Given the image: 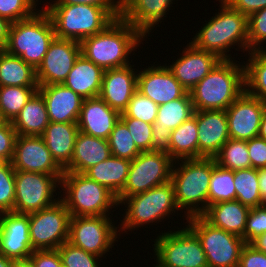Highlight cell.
I'll use <instances>...</instances> for the list:
<instances>
[{
  "mask_svg": "<svg viewBox=\"0 0 266 267\" xmlns=\"http://www.w3.org/2000/svg\"><path fill=\"white\" fill-rule=\"evenodd\" d=\"M170 157L172 160L198 158V127L196 110L194 115L172 131L170 140Z\"/></svg>",
  "mask_w": 266,
  "mask_h": 267,
  "instance_id": "1f68e13d",
  "label": "cell"
},
{
  "mask_svg": "<svg viewBox=\"0 0 266 267\" xmlns=\"http://www.w3.org/2000/svg\"><path fill=\"white\" fill-rule=\"evenodd\" d=\"M111 150V156L132 161L141 151L135 145L126 124L119 119L107 139Z\"/></svg>",
  "mask_w": 266,
  "mask_h": 267,
  "instance_id": "ab89813d",
  "label": "cell"
},
{
  "mask_svg": "<svg viewBox=\"0 0 266 267\" xmlns=\"http://www.w3.org/2000/svg\"><path fill=\"white\" fill-rule=\"evenodd\" d=\"M38 86H0V113L5 121L12 122Z\"/></svg>",
  "mask_w": 266,
  "mask_h": 267,
  "instance_id": "8d00e7d4",
  "label": "cell"
},
{
  "mask_svg": "<svg viewBox=\"0 0 266 267\" xmlns=\"http://www.w3.org/2000/svg\"><path fill=\"white\" fill-rule=\"evenodd\" d=\"M130 165V160L111 156L91 166L83 174L89 179L105 186L117 197L125 187Z\"/></svg>",
  "mask_w": 266,
  "mask_h": 267,
  "instance_id": "f546056e",
  "label": "cell"
},
{
  "mask_svg": "<svg viewBox=\"0 0 266 267\" xmlns=\"http://www.w3.org/2000/svg\"><path fill=\"white\" fill-rule=\"evenodd\" d=\"M259 188L261 197L266 204V168L259 169Z\"/></svg>",
  "mask_w": 266,
  "mask_h": 267,
  "instance_id": "6f0895ef",
  "label": "cell"
},
{
  "mask_svg": "<svg viewBox=\"0 0 266 267\" xmlns=\"http://www.w3.org/2000/svg\"><path fill=\"white\" fill-rule=\"evenodd\" d=\"M11 22L6 18L0 17V40L6 45L9 37Z\"/></svg>",
  "mask_w": 266,
  "mask_h": 267,
  "instance_id": "9f6ffc18",
  "label": "cell"
},
{
  "mask_svg": "<svg viewBox=\"0 0 266 267\" xmlns=\"http://www.w3.org/2000/svg\"><path fill=\"white\" fill-rule=\"evenodd\" d=\"M266 103L244 91L225 111L229 137L251 140L258 137Z\"/></svg>",
  "mask_w": 266,
  "mask_h": 267,
  "instance_id": "e0dca14e",
  "label": "cell"
},
{
  "mask_svg": "<svg viewBox=\"0 0 266 267\" xmlns=\"http://www.w3.org/2000/svg\"><path fill=\"white\" fill-rule=\"evenodd\" d=\"M116 199L118 206L126 204L125 209L127 207L124 219L120 220L119 234L120 231L121 233L132 232V229L141 228L143 225L145 227L146 224L159 223L165 217H172L170 215L180 211L176 205L174 186L171 181L131 197Z\"/></svg>",
  "mask_w": 266,
  "mask_h": 267,
  "instance_id": "52a82bcc",
  "label": "cell"
},
{
  "mask_svg": "<svg viewBox=\"0 0 266 267\" xmlns=\"http://www.w3.org/2000/svg\"><path fill=\"white\" fill-rule=\"evenodd\" d=\"M57 38L81 42L103 31L115 18L103 7L86 4L45 5Z\"/></svg>",
  "mask_w": 266,
  "mask_h": 267,
  "instance_id": "ba28073f",
  "label": "cell"
},
{
  "mask_svg": "<svg viewBox=\"0 0 266 267\" xmlns=\"http://www.w3.org/2000/svg\"><path fill=\"white\" fill-rule=\"evenodd\" d=\"M216 163L225 169L241 170L251 168L247 141L230 138L214 157Z\"/></svg>",
  "mask_w": 266,
  "mask_h": 267,
  "instance_id": "f35d334b",
  "label": "cell"
},
{
  "mask_svg": "<svg viewBox=\"0 0 266 267\" xmlns=\"http://www.w3.org/2000/svg\"><path fill=\"white\" fill-rule=\"evenodd\" d=\"M17 136L12 122L4 121L0 124V158L4 162L12 161Z\"/></svg>",
  "mask_w": 266,
  "mask_h": 267,
  "instance_id": "c3c4849f",
  "label": "cell"
},
{
  "mask_svg": "<svg viewBox=\"0 0 266 267\" xmlns=\"http://www.w3.org/2000/svg\"><path fill=\"white\" fill-rule=\"evenodd\" d=\"M12 166L15 171L40 172L47 175H63L42 136L18 135L15 141Z\"/></svg>",
  "mask_w": 266,
  "mask_h": 267,
  "instance_id": "2e32d148",
  "label": "cell"
},
{
  "mask_svg": "<svg viewBox=\"0 0 266 267\" xmlns=\"http://www.w3.org/2000/svg\"><path fill=\"white\" fill-rule=\"evenodd\" d=\"M247 25L249 52L263 49L266 43V8L250 14L247 17Z\"/></svg>",
  "mask_w": 266,
  "mask_h": 267,
  "instance_id": "f6af8a7d",
  "label": "cell"
},
{
  "mask_svg": "<svg viewBox=\"0 0 266 267\" xmlns=\"http://www.w3.org/2000/svg\"><path fill=\"white\" fill-rule=\"evenodd\" d=\"M70 213L60 199L42 210L29 214L32 249L54 250L69 238Z\"/></svg>",
  "mask_w": 266,
  "mask_h": 267,
  "instance_id": "4fadbf2b",
  "label": "cell"
},
{
  "mask_svg": "<svg viewBox=\"0 0 266 267\" xmlns=\"http://www.w3.org/2000/svg\"><path fill=\"white\" fill-rule=\"evenodd\" d=\"M142 41L145 37L120 17L103 31L83 39L80 42L81 54L104 71L121 68L130 65L129 55H134Z\"/></svg>",
  "mask_w": 266,
  "mask_h": 267,
  "instance_id": "6da1fadb",
  "label": "cell"
},
{
  "mask_svg": "<svg viewBox=\"0 0 266 267\" xmlns=\"http://www.w3.org/2000/svg\"><path fill=\"white\" fill-rule=\"evenodd\" d=\"M250 208L239 201H223L208 206L202 216L213 226L244 239L246 219Z\"/></svg>",
  "mask_w": 266,
  "mask_h": 267,
  "instance_id": "f1b7e54d",
  "label": "cell"
},
{
  "mask_svg": "<svg viewBox=\"0 0 266 267\" xmlns=\"http://www.w3.org/2000/svg\"><path fill=\"white\" fill-rule=\"evenodd\" d=\"M62 176L47 175L40 172L15 171L13 212L30 214L56 203L61 197L58 194L56 198L57 193L55 191L61 188Z\"/></svg>",
  "mask_w": 266,
  "mask_h": 267,
  "instance_id": "8fae6325",
  "label": "cell"
},
{
  "mask_svg": "<svg viewBox=\"0 0 266 267\" xmlns=\"http://www.w3.org/2000/svg\"><path fill=\"white\" fill-rule=\"evenodd\" d=\"M172 131L152 124V151L163 152L170 155V140Z\"/></svg>",
  "mask_w": 266,
  "mask_h": 267,
  "instance_id": "db71d44e",
  "label": "cell"
},
{
  "mask_svg": "<svg viewBox=\"0 0 266 267\" xmlns=\"http://www.w3.org/2000/svg\"><path fill=\"white\" fill-rule=\"evenodd\" d=\"M80 54V42L55 37L36 69L37 84H62Z\"/></svg>",
  "mask_w": 266,
  "mask_h": 267,
  "instance_id": "9a60e30c",
  "label": "cell"
},
{
  "mask_svg": "<svg viewBox=\"0 0 266 267\" xmlns=\"http://www.w3.org/2000/svg\"><path fill=\"white\" fill-rule=\"evenodd\" d=\"M250 244L253 245L257 250L266 253V233L258 236Z\"/></svg>",
  "mask_w": 266,
  "mask_h": 267,
  "instance_id": "680465c9",
  "label": "cell"
},
{
  "mask_svg": "<svg viewBox=\"0 0 266 267\" xmlns=\"http://www.w3.org/2000/svg\"><path fill=\"white\" fill-rule=\"evenodd\" d=\"M38 6L32 0H0V17L11 23L28 19L37 11Z\"/></svg>",
  "mask_w": 266,
  "mask_h": 267,
  "instance_id": "ee69618b",
  "label": "cell"
},
{
  "mask_svg": "<svg viewBox=\"0 0 266 267\" xmlns=\"http://www.w3.org/2000/svg\"><path fill=\"white\" fill-rule=\"evenodd\" d=\"M263 233H266V204L250 208L246 219L244 241L251 243Z\"/></svg>",
  "mask_w": 266,
  "mask_h": 267,
  "instance_id": "7dc6e473",
  "label": "cell"
},
{
  "mask_svg": "<svg viewBox=\"0 0 266 267\" xmlns=\"http://www.w3.org/2000/svg\"><path fill=\"white\" fill-rule=\"evenodd\" d=\"M50 119L44 98L37 91L12 121L17 135L41 136Z\"/></svg>",
  "mask_w": 266,
  "mask_h": 267,
  "instance_id": "4dcf8cb0",
  "label": "cell"
},
{
  "mask_svg": "<svg viewBox=\"0 0 266 267\" xmlns=\"http://www.w3.org/2000/svg\"><path fill=\"white\" fill-rule=\"evenodd\" d=\"M247 148L251 167L254 169L266 168V139L255 137L247 141Z\"/></svg>",
  "mask_w": 266,
  "mask_h": 267,
  "instance_id": "f907efd6",
  "label": "cell"
},
{
  "mask_svg": "<svg viewBox=\"0 0 266 267\" xmlns=\"http://www.w3.org/2000/svg\"><path fill=\"white\" fill-rule=\"evenodd\" d=\"M78 132L77 123L49 122L41 135L51 156L62 169L71 162Z\"/></svg>",
  "mask_w": 266,
  "mask_h": 267,
  "instance_id": "83f0119b",
  "label": "cell"
},
{
  "mask_svg": "<svg viewBox=\"0 0 266 267\" xmlns=\"http://www.w3.org/2000/svg\"><path fill=\"white\" fill-rule=\"evenodd\" d=\"M126 124L137 148L141 152L152 151V124L132 117H120Z\"/></svg>",
  "mask_w": 266,
  "mask_h": 267,
  "instance_id": "bcb514c9",
  "label": "cell"
},
{
  "mask_svg": "<svg viewBox=\"0 0 266 267\" xmlns=\"http://www.w3.org/2000/svg\"><path fill=\"white\" fill-rule=\"evenodd\" d=\"M4 163V161L0 158V166Z\"/></svg>",
  "mask_w": 266,
  "mask_h": 267,
  "instance_id": "a7ac6f4b",
  "label": "cell"
},
{
  "mask_svg": "<svg viewBox=\"0 0 266 267\" xmlns=\"http://www.w3.org/2000/svg\"><path fill=\"white\" fill-rule=\"evenodd\" d=\"M36 5H38L39 0H32ZM42 1V0H41Z\"/></svg>",
  "mask_w": 266,
  "mask_h": 267,
  "instance_id": "03108f58",
  "label": "cell"
},
{
  "mask_svg": "<svg viewBox=\"0 0 266 267\" xmlns=\"http://www.w3.org/2000/svg\"><path fill=\"white\" fill-rule=\"evenodd\" d=\"M174 161L163 152H141L131 161L124 189L116 198H127L170 181Z\"/></svg>",
  "mask_w": 266,
  "mask_h": 267,
  "instance_id": "5bb4252c",
  "label": "cell"
},
{
  "mask_svg": "<svg viewBox=\"0 0 266 267\" xmlns=\"http://www.w3.org/2000/svg\"><path fill=\"white\" fill-rule=\"evenodd\" d=\"M128 65L121 68L105 70L99 97L112 109L122 114L137 91L138 69ZM136 69V71H135Z\"/></svg>",
  "mask_w": 266,
  "mask_h": 267,
  "instance_id": "7402d4cb",
  "label": "cell"
},
{
  "mask_svg": "<svg viewBox=\"0 0 266 267\" xmlns=\"http://www.w3.org/2000/svg\"><path fill=\"white\" fill-rule=\"evenodd\" d=\"M181 55L167 67L188 92L221 60L215 54L200 50L190 42Z\"/></svg>",
  "mask_w": 266,
  "mask_h": 267,
  "instance_id": "ffe728a7",
  "label": "cell"
},
{
  "mask_svg": "<svg viewBox=\"0 0 266 267\" xmlns=\"http://www.w3.org/2000/svg\"><path fill=\"white\" fill-rule=\"evenodd\" d=\"M120 115L99 96L84 99L77 125L80 132L107 140Z\"/></svg>",
  "mask_w": 266,
  "mask_h": 267,
  "instance_id": "d4e9b609",
  "label": "cell"
},
{
  "mask_svg": "<svg viewBox=\"0 0 266 267\" xmlns=\"http://www.w3.org/2000/svg\"><path fill=\"white\" fill-rule=\"evenodd\" d=\"M157 112L158 105L137 90L120 117H132L153 124L157 119Z\"/></svg>",
  "mask_w": 266,
  "mask_h": 267,
  "instance_id": "b9f144b4",
  "label": "cell"
},
{
  "mask_svg": "<svg viewBox=\"0 0 266 267\" xmlns=\"http://www.w3.org/2000/svg\"><path fill=\"white\" fill-rule=\"evenodd\" d=\"M5 120L2 118L1 113H0V124L3 123Z\"/></svg>",
  "mask_w": 266,
  "mask_h": 267,
  "instance_id": "e7e4bbea",
  "label": "cell"
},
{
  "mask_svg": "<svg viewBox=\"0 0 266 267\" xmlns=\"http://www.w3.org/2000/svg\"><path fill=\"white\" fill-rule=\"evenodd\" d=\"M0 86H38L36 70L5 51L0 55Z\"/></svg>",
  "mask_w": 266,
  "mask_h": 267,
  "instance_id": "d6a6232c",
  "label": "cell"
},
{
  "mask_svg": "<svg viewBox=\"0 0 266 267\" xmlns=\"http://www.w3.org/2000/svg\"><path fill=\"white\" fill-rule=\"evenodd\" d=\"M232 9L247 17L262 8H266V0H224Z\"/></svg>",
  "mask_w": 266,
  "mask_h": 267,
  "instance_id": "11a10c76",
  "label": "cell"
},
{
  "mask_svg": "<svg viewBox=\"0 0 266 267\" xmlns=\"http://www.w3.org/2000/svg\"><path fill=\"white\" fill-rule=\"evenodd\" d=\"M236 200L234 171L220 167L212 158V176L208 191V206Z\"/></svg>",
  "mask_w": 266,
  "mask_h": 267,
  "instance_id": "74e56055",
  "label": "cell"
},
{
  "mask_svg": "<svg viewBox=\"0 0 266 267\" xmlns=\"http://www.w3.org/2000/svg\"><path fill=\"white\" fill-rule=\"evenodd\" d=\"M14 267H35V266L29 259H27V260L15 261Z\"/></svg>",
  "mask_w": 266,
  "mask_h": 267,
  "instance_id": "6125c7cd",
  "label": "cell"
},
{
  "mask_svg": "<svg viewBox=\"0 0 266 267\" xmlns=\"http://www.w3.org/2000/svg\"><path fill=\"white\" fill-rule=\"evenodd\" d=\"M244 62L245 91L266 103V53L250 51Z\"/></svg>",
  "mask_w": 266,
  "mask_h": 267,
  "instance_id": "836d02e7",
  "label": "cell"
},
{
  "mask_svg": "<svg viewBox=\"0 0 266 267\" xmlns=\"http://www.w3.org/2000/svg\"><path fill=\"white\" fill-rule=\"evenodd\" d=\"M61 257L63 267H100L99 256L86 252L82 248L72 245L70 242H64L57 248ZM99 260V261H98Z\"/></svg>",
  "mask_w": 266,
  "mask_h": 267,
  "instance_id": "60d3db41",
  "label": "cell"
},
{
  "mask_svg": "<svg viewBox=\"0 0 266 267\" xmlns=\"http://www.w3.org/2000/svg\"><path fill=\"white\" fill-rule=\"evenodd\" d=\"M137 90L151 99L157 105L166 104L172 100L182 98L188 91L174 77L165 65L156 64L138 71Z\"/></svg>",
  "mask_w": 266,
  "mask_h": 267,
  "instance_id": "d6986e66",
  "label": "cell"
},
{
  "mask_svg": "<svg viewBox=\"0 0 266 267\" xmlns=\"http://www.w3.org/2000/svg\"><path fill=\"white\" fill-rule=\"evenodd\" d=\"M103 74L102 68L80 54L62 84L83 99L94 98L100 94Z\"/></svg>",
  "mask_w": 266,
  "mask_h": 267,
  "instance_id": "4316f807",
  "label": "cell"
},
{
  "mask_svg": "<svg viewBox=\"0 0 266 267\" xmlns=\"http://www.w3.org/2000/svg\"><path fill=\"white\" fill-rule=\"evenodd\" d=\"M259 50L266 53V49L265 48L259 49Z\"/></svg>",
  "mask_w": 266,
  "mask_h": 267,
  "instance_id": "003e7915",
  "label": "cell"
},
{
  "mask_svg": "<svg viewBox=\"0 0 266 267\" xmlns=\"http://www.w3.org/2000/svg\"><path fill=\"white\" fill-rule=\"evenodd\" d=\"M173 0H121V18L135 27L146 39L153 27L167 17ZM175 1V0H174ZM148 34V35H147Z\"/></svg>",
  "mask_w": 266,
  "mask_h": 267,
  "instance_id": "cb8c5ba5",
  "label": "cell"
},
{
  "mask_svg": "<svg viewBox=\"0 0 266 267\" xmlns=\"http://www.w3.org/2000/svg\"><path fill=\"white\" fill-rule=\"evenodd\" d=\"M15 260L5 257L3 254H0V267H14Z\"/></svg>",
  "mask_w": 266,
  "mask_h": 267,
  "instance_id": "94428289",
  "label": "cell"
},
{
  "mask_svg": "<svg viewBox=\"0 0 266 267\" xmlns=\"http://www.w3.org/2000/svg\"><path fill=\"white\" fill-rule=\"evenodd\" d=\"M5 52V44L0 40V55Z\"/></svg>",
  "mask_w": 266,
  "mask_h": 267,
  "instance_id": "be15d7a7",
  "label": "cell"
},
{
  "mask_svg": "<svg viewBox=\"0 0 266 267\" xmlns=\"http://www.w3.org/2000/svg\"><path fill=\"white\" fill-rule=\"evenodd\" d=\"M259 137L266 139V107L263 111V115L261 119Z\"/></svg>",
  "mask_w": 266,
  "mask_h": 267,
  "instance_id": "91938a15",
  "label": "cell"
},
{
  "mask_svg": "<svg viewBox=\"0 0 266 267\" xmlns=\"http://www.w3.org/2000/svg\"><path fill=\"white\" fill-rule=\"evenodd\" d=\"M60 189L64 193L60 199L71 216H113L109 211L118 207L112 192L83 173L64 172Z\"/></svg>",
  "mask_w": 266,
  "mask_h": 267,
  "instance_id": "8992f818",
  "label": "cell"
},
{
  "mask_svg": "<svg viewBox=\"0 0 266 267\" xmlns=\"http://www.w3.org/2000/svg\"><path fill=\"white\" fill-rule=\"evenodd\" d=\"M211 176L212 158L184 159L173 163L170 181L174 186L177 207L180 211H187L182 217L202 215L207 210Z\"/></svg>",
  "mask_w": 266,
  "mask_h": 267,
  "instance_id": "277c9868",
  "label": "cell"
},
{
  "mask_svg": "<svg viewBox=\"0 0 266 267\" xmlns=\"http://www.w3.org/2000/svg\"><path fill=\"white\" fill-rule=\"evenodd\" d=\"M29 214L13 211L0 216V254L15 261L27 260L32 254Z\"/></svg>",
  "mask_w": 266,
  "mask_h": 267,
  "instance_id": "ac0fdd59",
  "label": "cell"
},
{
  "mask_svg": "<svg viewBox=\"0 0 266 267\" xmlns=\"http://www.w3.org/2000/svg\"><path fill=\"white\" fill-rule=\"evenodd\" d=\"M198 158H214L230 139L225 110H196Z\"/></svg>",
  "mask_w": 266,
  "mask_h": 267,
  "instance_id": "44dd1931",
  "label": "cell"
},
{
  "mask_svg": "<svg viewBox=\"0 0 266 267\" xmlns=\"http://www.w3.org/2000/svg\"><path fill=\"white\" fill-rule=\"evenodd\" d=\"M186 220L184 224H188L201 242L208 267H238L241 250L246 244L242 237L213 226L202 215Z\"/></svg>",
  "mask_w": 266,
  "mask_h": 267,
  "instance_id": "30bf717a",
  "label": "cell"
},
{
  "mask_svg": "<svg viewBox=\"0 0 266 267\" xmlns=\"http://www.w3.org/2000/svg\"><path fill=\"white\" fill-rule=\"evenodd\" d=\"M240 64L234 59L220 60L189 91L194 109L226 110L245 91L244 64Z\"/></svg>",
  "mask_w": 266,
  "mask_h": 267,
  "instance_id": "3957f363",
  "label": "cell"
},
{
  "mask_svg": "<svg viewBox=\"0 0 266 267\" xmlns=\"http://www.w3.org/2000/svg\"><path fill=\"white\" fill-rule=\"evenodd\" d=\"M112 220L109 216H71L68 242L86 252L105 257L121 236L119 227Z\"/></svg>",
  "mask_w": 266,
  "mask_h": 267,
  "instance_id": "7c38bea8",
  "label": "cell"
},
{
  "mask_svg": "<svg viewBox=\"0 0 266 267\" xmlns=\"http://www.w3.org/2000/svg\"><path fill=\"white\" fill-rule=\"evenodd\" d=\"M55 37L52 21L42 8L32 17L11 24L5 51L36 70Z\"/></svg>",
  "mask_w": 266,
  "mask_h": 267,
  "instance_id": "5b68a950",
  "label": "cell"
},
{
  "mask_svg": "<svg viewBox=\"0 0 266 267\" xmlns=\"http://www.w3.org/2000/svg\"><path fill=\"white\" fill-rule=\"evenodd\" d=\"M49 3L48 5L86 4L91 6H98L105 8L115 19L121 17V0H54Z\"/></svg>",
  "mask_w": 266,
  "mask_h": 267,
  "instance_id": "681fc988",
  "label": "cell"
},
{
  "mask_svg": "<svg viewBox=\"0 0 266 267\" xmlns=\"http://www.w3.org/2000/svg\"><path fill=\"white\" fill-rule=\"evenodd\" d=\"M236 200L242 205L254 208L265 204L259 188V170L247 168L234 171Z\"/></svg>",
  "mask_w": 266,
  "mask_h": 267,
  "instance_id": "d590c367",
  "label": "cell"
},
{
  "mask_svg": "<svg viewBox=\"0 0 266 267\" xmlns=\"http://www.w3.org/2000/svg\"><path fill=\"white\" fill-rule=\"evenodd\" d=\"M238 267H266V253L246 243L241 250Z\"/></svg>",
  "mask_w": 266,
  "mask_h": 267,
  "instance_id": "816d5d0a",
  "label": "cell"
},
{
  "mask_svg": "<svg viewBox=\"0 0 266 267\" xmlns=\"http://www.w3.org/2000/svg\"><path fill=\"white\" fill-rule=\"evenodd\" d=\"M194 112L191 95L187 92L182 98L158 105L155 123L159 127L173 131L183 122L189 120L194 115Z\"/></svg>",
  "mask_w": 266,
  "mask_h": 267,
  "instance_id": "e575fe53",
  "label": "cell"
},
{
  "mask_svg": "<svg viewBox=\"0 0 266 267\" xmlns=\"http://www.w3.org/2000/svg\"><path fill=\"white\" fill-rule=\"evenodd\" d=\"M50 122L77 123L84 99L64 84L38 85Z\"/></svg>",
  "mask_w": 266,
  "mask_h": 267,
  "instance_id": "603a6c76",
  "label": "cell"
},
{
  "mask_svg": "<svg viewBox=\"0 0 266 267\" xmlns=\"http://www.w3.org/2000/svg\"><path fill=\"white\" fill-rule=\"evenodd\" d=\"M111 157L108 140L78 132L71 162L64 172L84 173L91 166Z\"/></svg>",
  "mask_w": 266,
  "mask_h": 267,
  "instance_id": "484cf974",
  "label": "cell"
},
{
  "mask_svg": "<svg viewBox=\"0 0 266 267\" xmlns=\"http://www.w3.org/2000/svg\"><path fill=\"white\" fill-rule=\"evenodd\" d=\"M15 201V170L11 162L0 166V212H10Z\"/></svg>",
  "mask_w": 266,
  "mask_h": 267,
  "instance_id": "7bdbcfd3",
  "label": "cell"
},
{
  "mask_svg": "<svg viewBox=\"0 0 266 267\" xmlns=\"http://www.w3.org/2000/svg\"><path fill=\"white\" fill-rule=\"evenodd\" d=\"M219 2L220 12L218 9V14L205 21L190 43L200 50L215 54L221 60L234 59L229 53L231 48L238 51L240 48L243 53H249L247 16L232 9L225 1Z\"/></svg>",
  "mask_w": 266,
  "mask_h": 267,
  "instance_id": "7a4b0ae2",
  "label": "cell"
},
{
  "mask_svg": "<svg viewBox=\"0 0 266 267\" xmlns=\"http://www.w3.org/2000/svg\"><path fill=\"white\" fill-rule=\"evenodd\" d=\"M185 226L158 234L153 244L155 267H208L200 240Z\"/></svg>",
  "mask_w": 266,
  "mask_h": 267,
  "instance_id": "9c48e42d",
  "label": "cell"
},
{
  "mask_svg": "<svg viewBox=\"0 0 266 267\" xmlns=\"http://www.w3.org/2000/svg\"><path fill=\"white\" fill-rule=\"evenodd\" d=\"M29 260L35 267H63L61 257L57 249L34 250Z\"/></svg>",
  "mask_w": 266,
  "mask_h": 267,
  "instance_id": "f5cc1de1",
  "label": "cell"
}]
</instances>
